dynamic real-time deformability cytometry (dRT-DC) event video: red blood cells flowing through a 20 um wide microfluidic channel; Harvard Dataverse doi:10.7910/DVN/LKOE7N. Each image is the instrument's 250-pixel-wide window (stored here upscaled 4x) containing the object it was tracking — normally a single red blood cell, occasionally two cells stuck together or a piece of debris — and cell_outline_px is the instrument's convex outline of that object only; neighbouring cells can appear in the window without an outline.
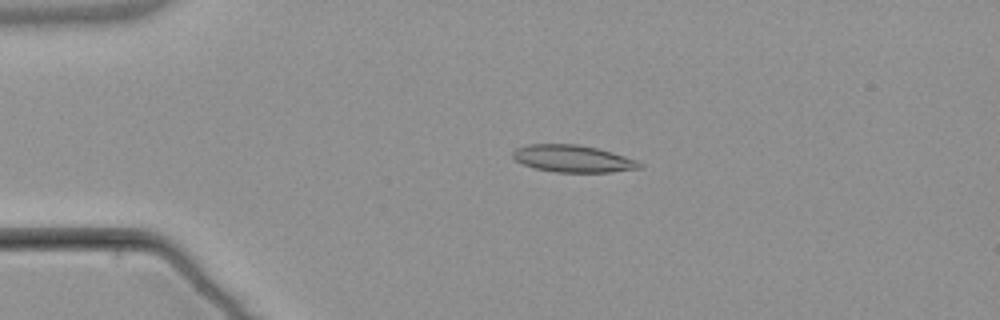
{"species": "common noctule bat (a hibernating species)", "species_latin": "Nyctalus noctula", "temperature_condition": "warm", "stored_images_in_passage": 4, "camera_frame_rate_fps": 3000, "um_per_image_px": 0.085, "animal": {"sex": "male", "body_mass_g": 21.5, "forearm_length_mm": 52.0}, "frame": {"image": 1, "passage_image": 3, "time_ms": 2.333, "image_size_px": [1000, 320], "cell_outline_px": [[644, 168], [612, 172], [556, 172], [536, 168], [524, 164], [516, 160], [512, 156], [512, 152], [516, 148], [528, 144], [576, 144], [596, 148], [612, 152], [636, 160], [644, 164]], "centroid_in_image_um": [48.73, 13.49], "position_along_channel_um": 36.3, "area_um2": 20.0}}